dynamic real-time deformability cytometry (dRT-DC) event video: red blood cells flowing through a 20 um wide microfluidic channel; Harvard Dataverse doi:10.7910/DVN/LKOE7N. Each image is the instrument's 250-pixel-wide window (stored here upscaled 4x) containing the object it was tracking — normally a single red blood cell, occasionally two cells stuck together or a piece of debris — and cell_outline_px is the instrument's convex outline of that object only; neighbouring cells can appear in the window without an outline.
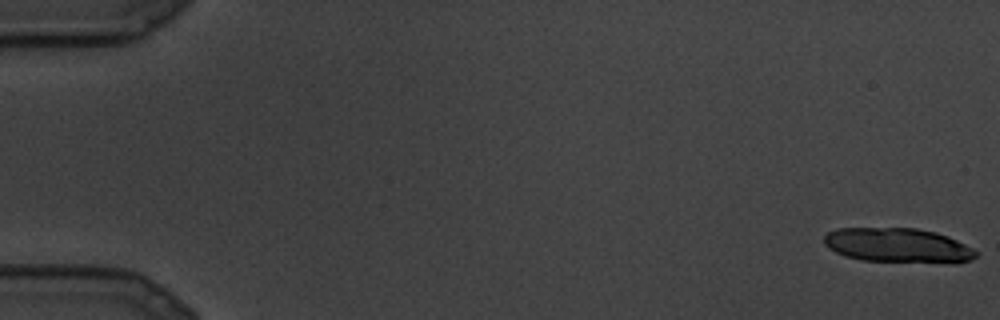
{"species": "common noctule bat (a hibernating species)", "species_latin": "Nyctalus noctula", "temperature_condition": "cold", "stored_images_in_passage": 5, "camera_frame_rate_fps": 3000, "um_per_image_px": 0.085, "animal": {"sex": "male", "body_mass_g": 19.5, "forearm_length_mm": 54.6}, "frame": {"image": 1, "passage_image": 1, "time_ms": 0.0, "image_size_px": [1000, 320], "cell_outline_px": [[976, 256], [972, 260], [956, 264], [860, 260], [844, 256], [828, 248], [824, 244], [824, 236], [828, 232], [836, 228], [916, 228], [936, 232], [948, 236], [972, 248], [976, 252]], "centroid_in_image_um": [76.33, 20.87], "position_along_channel_um": 8.7, "area_um2": 30.98}}